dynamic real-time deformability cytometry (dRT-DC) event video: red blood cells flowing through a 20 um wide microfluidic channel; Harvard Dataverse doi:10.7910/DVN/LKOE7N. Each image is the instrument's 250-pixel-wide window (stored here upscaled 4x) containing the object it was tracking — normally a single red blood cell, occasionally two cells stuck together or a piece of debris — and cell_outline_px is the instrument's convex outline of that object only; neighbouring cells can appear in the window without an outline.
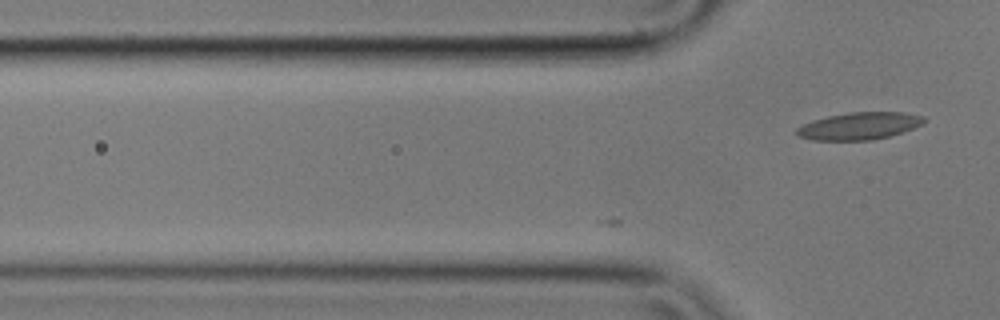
{"species": "common noctule bat (a hibernating species)", "species_latin": "Nyctalus noctula", "temperature_condition": "cold", "stored_images_in_passage": 5, "camera_frame_rate_fps": 3000, "um_per_image_px": 0.085, "animal": {"sex": "male", "body_mass_g": 17.9}, "frame": {"image": 1, "passage_image": 5, "time_ms": 1.333, "image_size_px": [1000, 320], "cell_outline_px": [[928, 120], [912, 128], [888, 136], [872, 140], [812, 140], [796, 136], [796, 128], [812, 120], [828, 116], [848, 112], [904, 112], [924, 116]], "centroid_in_image_um": [73.01, 10.7], "position_along_channel_um": 52.8, "area_um2": 20.17}}